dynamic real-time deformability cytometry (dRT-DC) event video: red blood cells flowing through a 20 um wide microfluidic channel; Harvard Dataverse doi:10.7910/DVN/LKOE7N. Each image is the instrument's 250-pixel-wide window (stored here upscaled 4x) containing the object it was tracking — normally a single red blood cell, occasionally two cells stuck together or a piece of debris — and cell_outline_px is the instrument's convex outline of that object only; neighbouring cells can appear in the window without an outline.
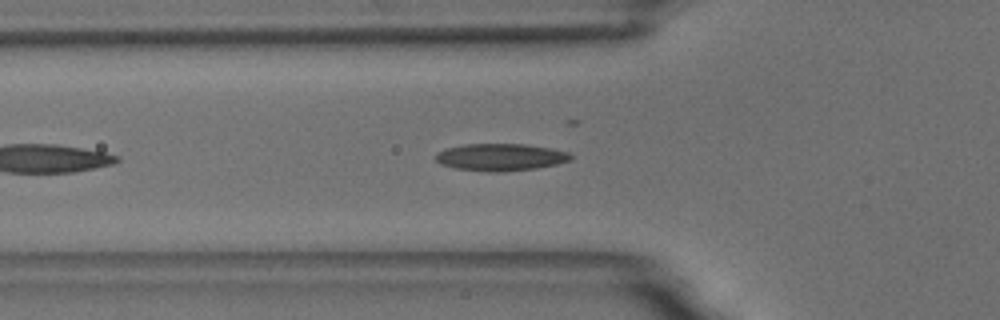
{"species": "common noctule bat (a hibernating species)", "species_latin": "Nyctalus noctula", "temperature_condition": "room temperature", "stored_images_in_passage": 43, "camera_frame_rate_fps": 3000, "um_per_image_px": 0.085, "animal": {"sex": "male", "body_mass_g": 18.8}, "frame": {"image": 1, "passage_image": 7, "time_ms": 2.0, "image_size_px": [1000, 320], "cell_outline_px": [[572, 160], [556, 164], [536, 168], [504, 172], [488, 172], [456, 168], [440, 164], [436, 160], [436, 152], [448, 148], [464, 144], [524, 144], [552, 148], [568, 152], [572, 156]], "centroid_in_image_um": [42.56, 13.36], "position_along_channel_um": 83.2, "area_um2": 21.44}, "authors_computed_cell_mechanics": {"area_um2": 20.1144, "velocity_mm_per_s": 3.642, "shape_relaxation_time_tau1_ms": 8.7399, "shape_relaxation_time_tau2_ms": 2.4897, "deformation_change_tau1": 0.203, "deformation_change_tau2": 0.0977}}